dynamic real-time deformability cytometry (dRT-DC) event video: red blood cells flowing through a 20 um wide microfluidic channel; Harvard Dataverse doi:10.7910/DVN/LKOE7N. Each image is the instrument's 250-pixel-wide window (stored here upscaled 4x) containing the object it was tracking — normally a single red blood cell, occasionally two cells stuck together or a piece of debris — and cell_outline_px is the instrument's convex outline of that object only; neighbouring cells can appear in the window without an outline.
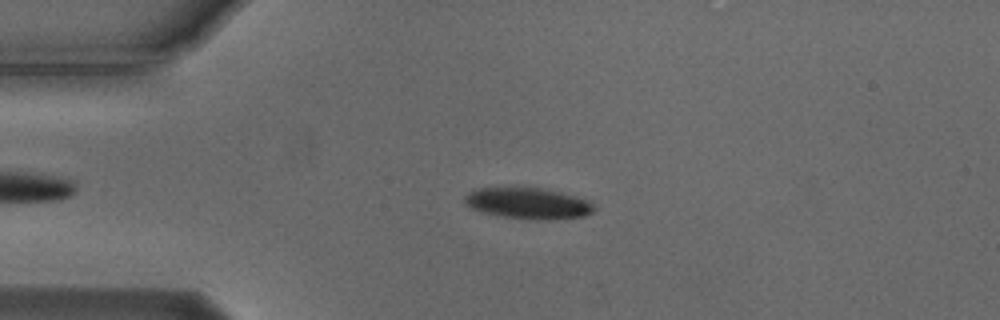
{"species": "Egyptian fruit bat (a non-hibernating species)", "species_latin": "Rousettus aegyptiacus", "temperature_condition": "cold", "stored_images_in_passage": 54, "camera_frame_rate_fps": 3000, "um_per_image_px": 0.085, "animal": {"sex": "male"}, "frame": {"image": 1, "passage_image": 12, "time_ms": 3.667, "image_size_px": [1000, 320], "cell_outline_px": [[596, 208], [592, 212], [584, 216], [548, 220], [536, 220], [496, 216], [472, 208], [464, 200], [464, 196], [468, 192], [480, 188], [524, 184], [560, 192], [588, 200]], "centroid_in_image_um": [44.86, 17.24], "position_along_channel_um": 40.1, "area_um2": 24.22}}
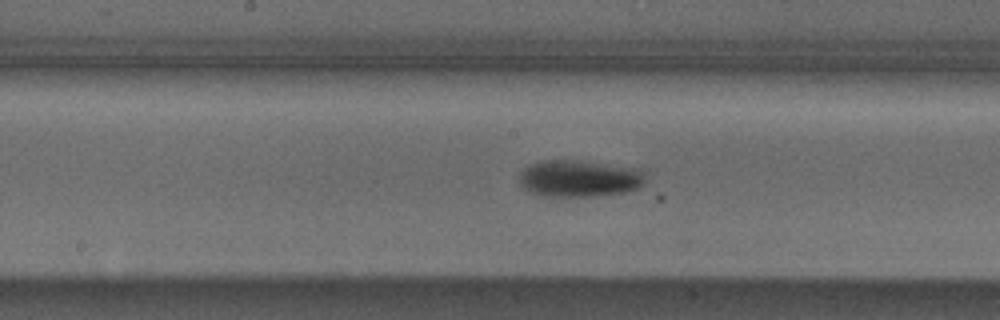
{"frame": {"image": 2, "passage_image": 27, "time_ms": 8.667, "image_size_px": [1000, 320], "cell_outline_px": [[644, 184], [636, 188], [624, 192], [592, 196], [540, 196], [524, 188], [520, 184], [520, 172], [528, 164], [544, 160], [572, 160], [640, 168], [644, 172]], "centroid_in_image_um": [49.22, 15.16], "position_along_channel_um": 199.0, "area_um2": 26.99}}
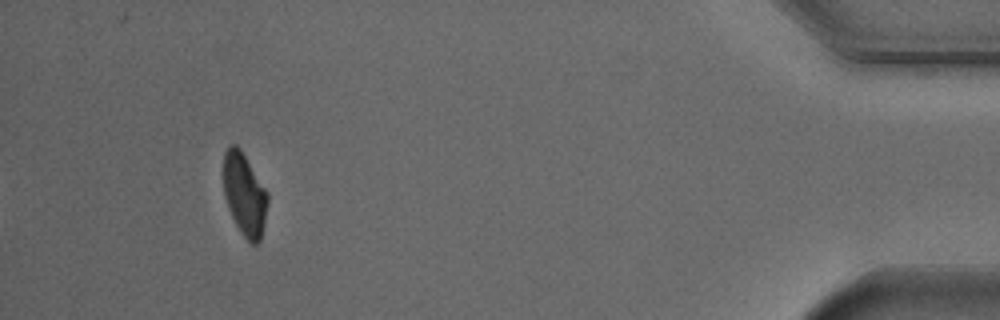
{"frame": {"image": 3, "passage_image": 50, "time_ms": 16.333, "image_size_px": [1000, 320], "cell_outline_px": [[268, 204], [264, 224], [260, 240], [256, 244], [252, 244], [240, 232], [228, 208], [224, 196], [224, 152], [228, 144], [236, 144], [240, 148], [268, 192]], "centroid_in_image_um": [20.78, 16.5], "position_along_channel_um": 414.4, "area_um2": 21.27}, "authors_computed_cell_mechanics": {"area_um2": 24.0448, "velocity_mm_per_s": 3.7293, "shape_relaxation_time_tau1_ms": 1.8829, "shape_relaxation_time_tau2_ms": null, "deformation_change_tau1": 0.1243, "deformation_change_tau2": null}}